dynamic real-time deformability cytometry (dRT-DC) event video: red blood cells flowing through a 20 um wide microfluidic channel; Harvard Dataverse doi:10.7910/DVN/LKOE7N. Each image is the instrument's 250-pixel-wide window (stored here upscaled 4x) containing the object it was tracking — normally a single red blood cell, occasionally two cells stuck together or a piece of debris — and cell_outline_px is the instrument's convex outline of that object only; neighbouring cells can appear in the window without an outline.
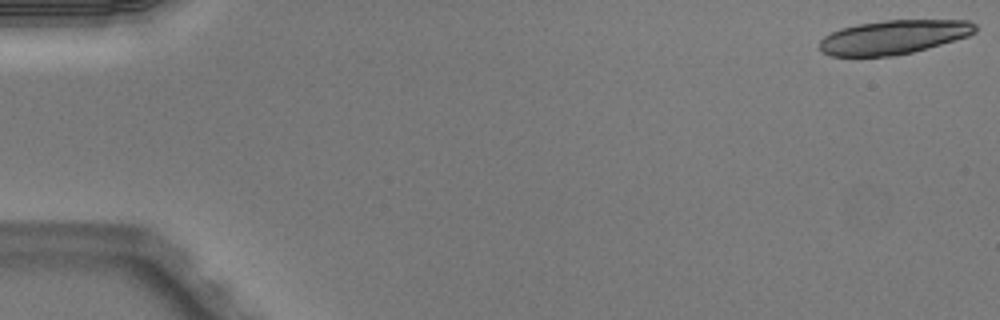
{"species": "Egyptian fruit bat (a non-hibernating species)", "species_latin": "Rousettus aegyptiacus", "temperature_condition": "warm", "stored_images_in_passage": 18, "camera_frame_rate_fps": 3000, "um_per_image_px": 0.085, "animal": {"sex": "male"}, "frame": {"image": 1, "passage_image": 1, "time_ms": 0.0, "image_size_px": [1000, 320], "cell_outline_px": [[976, 32], [968, 36], [912, 52], [892, 56], [828, 56], [820, 52], [816, 48], [820, 40], [824, 36], [840, 28], [856, 24], [884, 20], [968, 20], [976, 24]], "centroid_in_image_um": [75.88, 3.15], "position_along_channel_um": 9.1, "area_um2": 31.1}}